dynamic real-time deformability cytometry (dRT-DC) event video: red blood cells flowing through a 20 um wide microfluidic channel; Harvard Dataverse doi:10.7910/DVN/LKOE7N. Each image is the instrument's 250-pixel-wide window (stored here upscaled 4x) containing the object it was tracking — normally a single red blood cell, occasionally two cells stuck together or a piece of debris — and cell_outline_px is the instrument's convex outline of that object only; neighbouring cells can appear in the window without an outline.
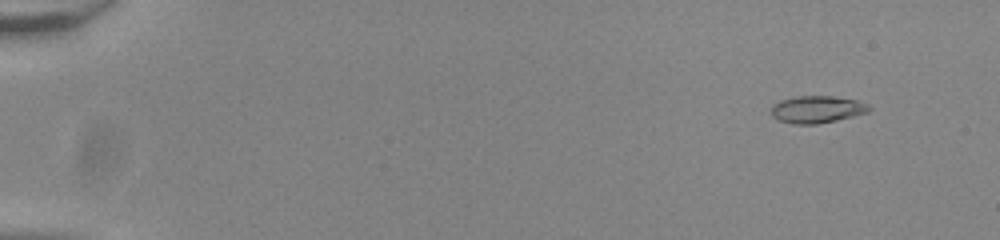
{"species": "common noctule bat (a hibernating species)", "species_latin": "Nyctalus noctula", "temperature_condition": "room temperature", "stored_images_in_passage": 56, "camera_frame_rate_fps": 3000, "um_per_image_px": 0.085, "animal": {"sex": "male", "body_mass_g": 20.0, "forearm_length_mm": 53.3}, "frame": {"image": 1, "passage_image": 6, "time_ms": 1.667, "image_size_px": [1000, 240], "cell_outline_px": [[872, 108], [868, 112], [836, 120], [816, 124], [792, 124], [780, 120], [772, 116], [772, 104], [780, 100], [796, 96], [832, 96], [856, 100], [868, 104]], "centroid_in_image_um": [69.44, 9.29], "position_along_channel_um": 15.6, "area_um2": 15.43}}
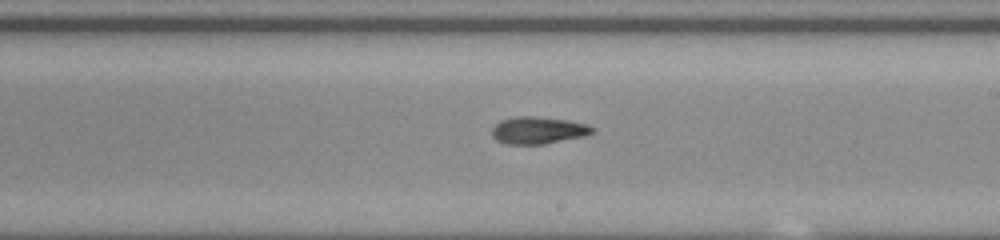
{"frame": {"image": 2, "passage_image": 35, "time_ms": 11.333, "image_size_px": [1000, 240], "cell_outline_px": [[596, 128], [592, 132], [584, 136], [544, 144], [504, 144], [496, 140], [492, 136], [492, 128], [500, 120], [516, 116], [536, 116], [568, 120], [588, 124]], "centroid_in_image_um": [45.73, 11.07], "position_along_channel_um": 243.3, "area_um2": 16.01}}
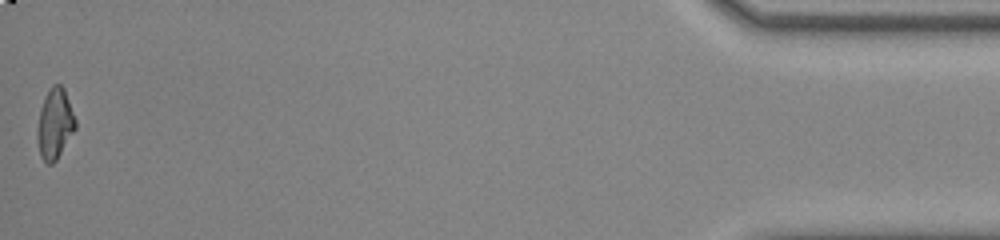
{"frame": {"image": 3, "passage_image": 56, "time_ms": 18.333, "image_size_px": [1000, 240], "cell_outline_px": [[76, 128], [56, 160], [52, 164], [48, 164], [40, 156], [36, 136], [36, 132], [40, 108], [44, 96], [52, 84], [60, 84], [64, 88], [76, 120]], "centroid_in_image_um": [4.64, 10.51], "position_along_channel_um": 430.6, "area_um2": 15.72}, "authors_computed_cell_mechanics": {"area_um2": 15.4326, "velocity_mm_per_s": 3.8638, "shape_relaxation_time_tau1_ms": 10.9716, "shape_relaxation_time_tau2_ms": 7.4255, "deformation_change_tau1": 0.2515, "deformation_change_tau2": 0.162}}